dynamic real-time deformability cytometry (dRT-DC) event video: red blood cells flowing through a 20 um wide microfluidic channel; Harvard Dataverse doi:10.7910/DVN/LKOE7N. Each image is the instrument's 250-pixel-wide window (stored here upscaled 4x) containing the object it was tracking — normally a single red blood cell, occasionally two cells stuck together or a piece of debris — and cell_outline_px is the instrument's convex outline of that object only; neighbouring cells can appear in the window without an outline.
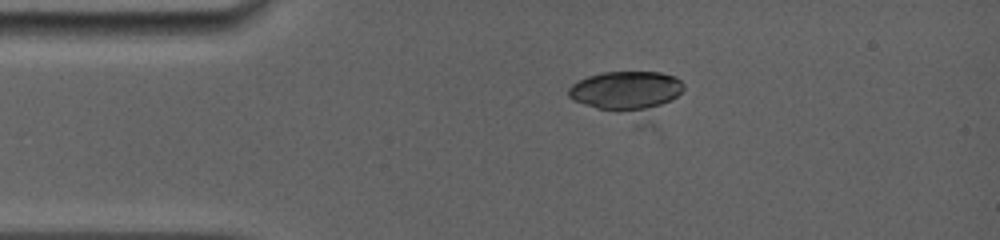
{"species": "common noctule bat (a hibernating species)", "species_latin": "Nyctalus noctula", "temperature_condition": "room temperature", "stored_images_in_passage": 10, "camera_frame_rate_fps": 5000, "um_per_image_px": 0.085, "animal": {"sex": "female", "body_mass_g": 19.0, "forearm_length_mm": 56.7}, "frame": {"image": 1, "passage_image": 1, "time_ms": 0.0, "image_size_px": [1000, 240], "cell_outline_px": [[684, 88], [676, 96], [644, 124], [636, 128], [572, 100], [568, 96], [568, 88], [572, 84], [588, 76], [604, 72], [660, 72], [676, 76], [684, 84]], "centroid_in_image_um": [53.28, 8.02], "position_along_channel_um": 31.7, "area_um2": 30.98}}